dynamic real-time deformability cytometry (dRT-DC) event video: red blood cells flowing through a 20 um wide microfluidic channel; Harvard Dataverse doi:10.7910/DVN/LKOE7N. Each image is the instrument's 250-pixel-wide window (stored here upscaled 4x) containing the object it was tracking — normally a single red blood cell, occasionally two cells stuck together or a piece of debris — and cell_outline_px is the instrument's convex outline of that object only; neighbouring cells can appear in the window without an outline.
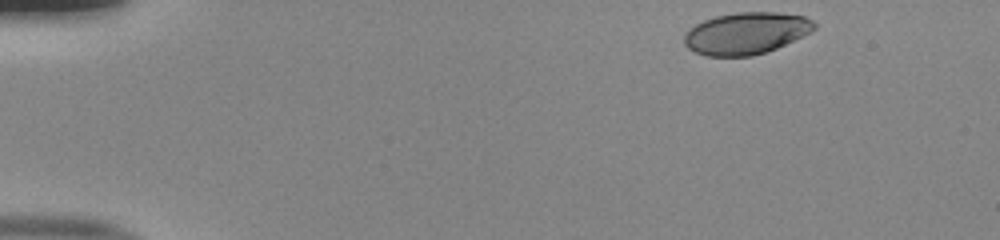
{"species": "human", "species_latin": "Homo sapiens", "temperature_condition": "room temperature", "stored_images_in_passage": 46, "camera_frame_rate_fps": 3000, "um_per_image_px": 0.085, "donor": {"sex": "male"}, "frame": {"image": 1, "passage_image": 1, "time_ms": 0.0, "image_size_px": [1000, 240], "cell_outline_px": [[816, 28], [776, 48], [752, 56], [708, 56], [696, 52], [688, 48], [684, 44], [684, 36], [696, 24], [704, 20], [716, 16], [736, 12], [776, 12], [804, 16], [812, 20], [816, 24]], "centroid_in_image_um": [63.4, 2.82], "position_along_channel_um": 21.6, "area_um2": 31.27}}
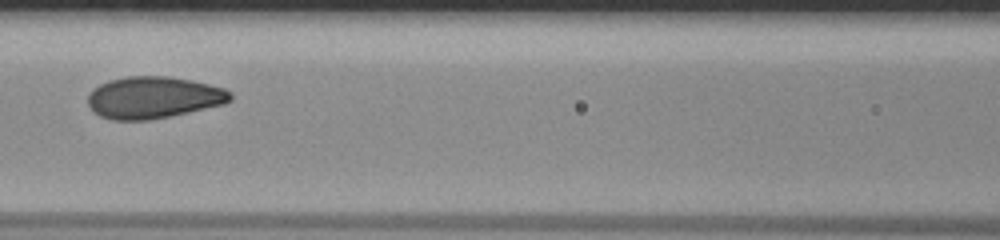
{"frame": {"image": 2, "passage_image": 19, "time_ms": 6.0, "image_size_px": [1000, 240], "cell_outline_px": [[232, 100], [224, 104], [188, 112], [148, 120], [112, 120], [100, 116], [88, 104], [88, 92], [92, 88], [108, 80], [128, 76], [168, 76], [208, 84], [224, 88], [232, 92]], "centroid_in_image_um": [13.03, 8.28], "position_along_channel_um": 153.6, "area_um2": 34.68}}
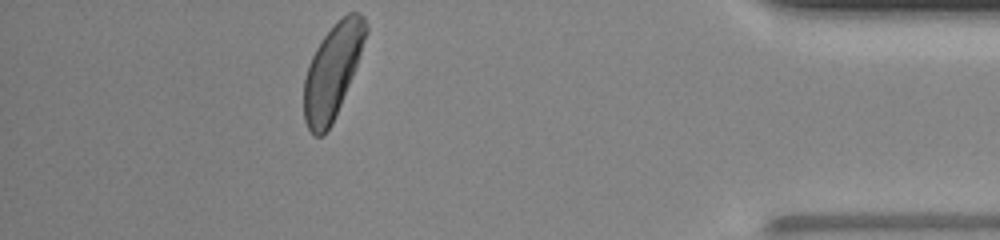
{"frame": {"image": 3, "passage_image": 41, "time_ms": 13.333, "image_size_px": [1000, 240], "cell_outline_px": [[368, 32], [352, 76], [332, 124], [320, 136], [312, 136], [304, 120], [304, 80], [308, 64], [316, 48], [324, 36], [336, 20], [348, 12], [356, 12], [364, 16], [368, 28]], "centroid_in_image_um": [28.25, 6.02], "position_along_channel_um": 406.9, "area_um2": 33.52}, "authors_computed_cell_mechanics": {"area_um2": 33.813, "velocity_mm_per_s": 4.0118, "shape_relaxation_time_tau1_ms": 2.9904, "shape_relaxation_time_tau2_ms": null, "deformation_change_tau1": 0.1256, "deformation_change_tau2": null}}